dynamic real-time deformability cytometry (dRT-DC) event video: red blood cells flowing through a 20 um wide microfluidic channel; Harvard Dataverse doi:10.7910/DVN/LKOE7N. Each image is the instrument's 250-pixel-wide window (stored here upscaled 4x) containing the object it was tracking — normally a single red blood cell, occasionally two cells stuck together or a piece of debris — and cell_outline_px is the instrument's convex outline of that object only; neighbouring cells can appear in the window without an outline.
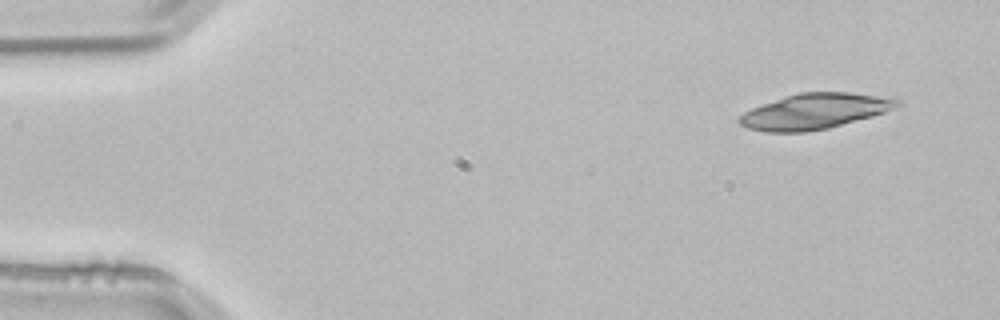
{"species": "common noctule bat (a hibernating species)", "species_latin": "Nyctalus noctula", "temperature_condition": "room temperature", "stored_images_in_passage": 4, "camera_frame_rate_fps": 3000, "um_per_image_px": 0.085, "animal": {"sex": "male", "body_mass_g": 21.5, "forearm_length_mm": 52.0}, "frame": {"image": 1, "passage_image": 1, "time_ms": 0.0, "image_size_px": [1000, 320], "cell_outline_px": [[904, 104], [884, 112], [872, 116], [828, 128], [804, 132], [764, 132], [748, 128], [740, 124], [736, 120], [744, 112], [752, 108], [800, 92], [848, 92], [876, 96], [900, 100]], "centroid_in_image_um": [69.23, 9.47], "position_along_channel_um": 15.8, "area_um2": 32.19}}